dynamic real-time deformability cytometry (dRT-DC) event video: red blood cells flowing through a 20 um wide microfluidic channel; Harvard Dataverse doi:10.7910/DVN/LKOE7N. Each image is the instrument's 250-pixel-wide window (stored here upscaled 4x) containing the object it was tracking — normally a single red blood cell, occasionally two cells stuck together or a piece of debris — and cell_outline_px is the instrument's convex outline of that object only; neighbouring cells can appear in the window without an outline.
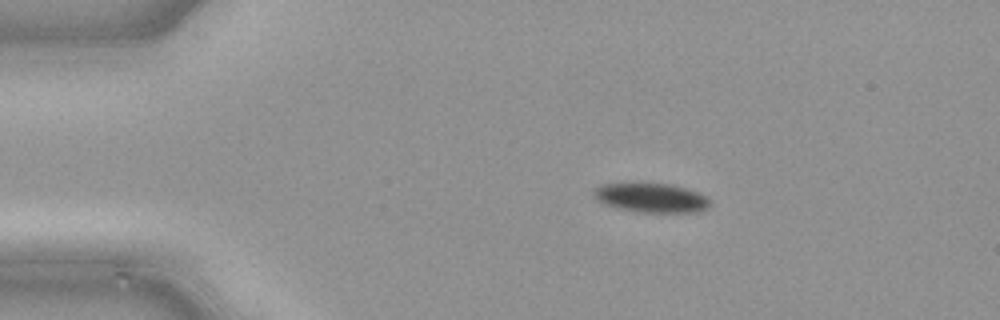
{"species": "common noctule bat (a hibernating species)", "species_latin": "Nyctalus noctula", "temperature_condition": "cold", "stored_images_in_passage": 40, "camera_frame_rate_fps": 3000, "um_per_image_px": 0.085, "animal": {"sex": "male", "body_mass_g": 21.5, "forearm_length_mm": 52.0}, "frame": {"image": 1, "passage_image": 1, "time_ms": 0.0, "image_size_px": [1000, 320], "cell_outline_px": [[708, 204], [704, 208], [696, 212], [636, 212], [616, 208], [604, 204], [596, 200], [592, 192], [600, 184], [672, 184], [696, 192], [704, 196], [708, 200]], "centroid_in_image_um": [55.26, 16.82], "position_along_channel_um": 29.7, "area_um2": 19.42}}
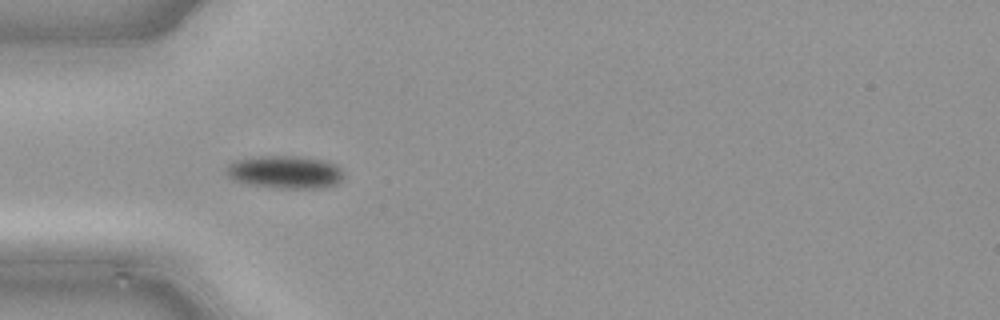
{"frame": {"image": 2, "passage_image": 7, "time_ms": 2.0, "image_size_px": [1000, 320], "cell_outline_px": [[340, 180], [336, 184], [316, 188], [276, 188], [252, 184], [236, 180], [228, 176], [224, 172], [228, 164], [232, 160], [256, 156], [300, 156], [320, 160], [336, 164], [340, 168]], "centroid_in_image_um": [24.15, 14.61], "position_along_channel_um": 60.8, "area_um2": 22.2}}
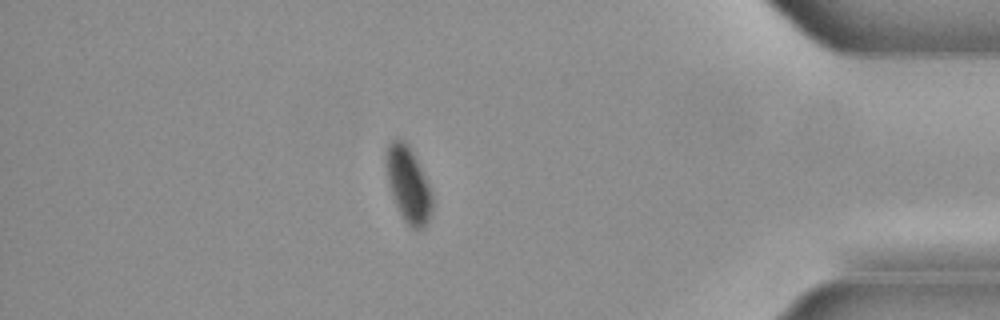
{"frame": {"image": 3, "passage_image": 34, "time_ms": 11.0, "image_size_px": [1000, 320], "cell_outline_px": [[432, 208], [428, 220], [424, 228], [416, 232], [404, 220], [396, 204], [388, 180], [384, 160], [384, 156], [388, 144], [396, 136], [404, 140], [408, 144], [432, 192]], "centroid_in_image_um": [34.68, 15.66], "position_along_channel_um": 400.5, "area_um2": 20.17}}